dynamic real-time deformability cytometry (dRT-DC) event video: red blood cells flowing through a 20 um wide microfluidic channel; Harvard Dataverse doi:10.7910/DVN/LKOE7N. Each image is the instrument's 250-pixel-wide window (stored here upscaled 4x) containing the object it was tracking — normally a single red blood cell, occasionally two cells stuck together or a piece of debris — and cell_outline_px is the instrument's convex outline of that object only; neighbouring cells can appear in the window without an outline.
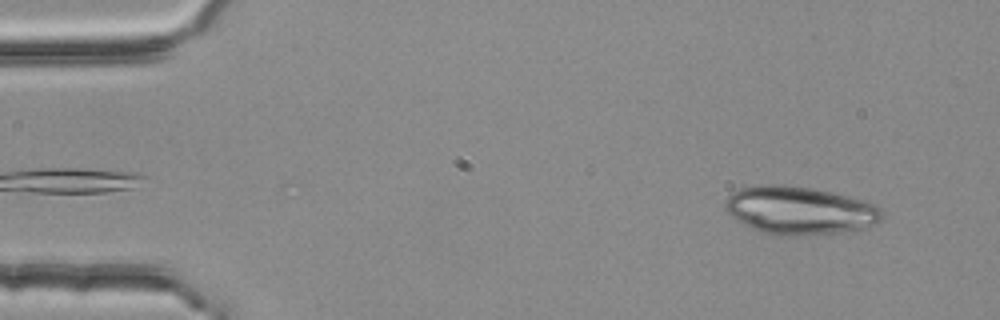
{"species": "common noctule bat (a hibernating species)", "species_latin": "Nyctalus noctula", "temperature_condition": "room temperature", "stored_images_in_passage": 52, "camera_frame_rate_fps": 3000, "um_per_image_px": 0.085, "animal": {"sex": "female", "body_mass_g": 25.1}, "frame": {"image": 1, "passage_image": 4, "time_ms": 1.0, "image_size_px": [1000, 320], "cell_outline_px": [[884, 216], [880, 220], [872, 224], [860, 228], [836, 232], [796, 236], [780, 236], [764, 232], [744, 224], [732, 216], [724, 208], [724, 204], [728, 196], [732, 192], [740, 188], [760, 184], [784, 184], [812, 188], [876, 204]], "centroid_in_image_um": [67.9, 17.87], "position_along_channel_um": 17.1, "area_um2": 43.29}}
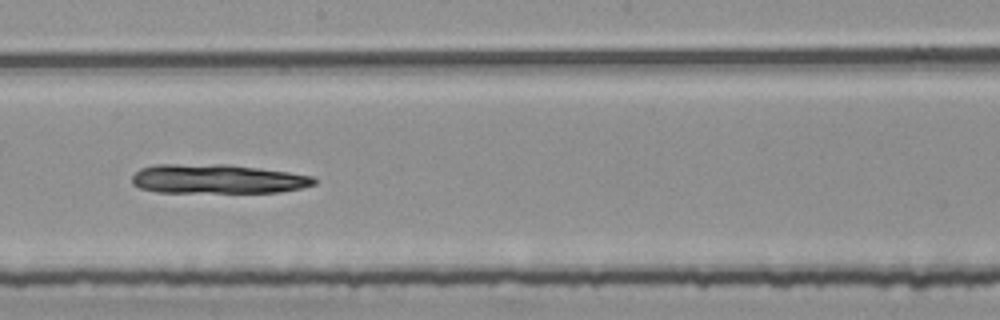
{"frame": {"image": 2, "passage_image": 29, "time_ms": 9.333, "image_size_px": [1000, 320], "cell_outline_px": [[316, 184], [300, 188], [276, 192], [156, 192], [140, 188], [132, 184], [132, 176], [140, 168], [156, 164], [224, 164], [288, 172], [312, 176], [316, 180]], "centroid_in_image_um": [18.43, 15.21], "position_along_channel_um": 229.8, "area_um2": 30.92}}
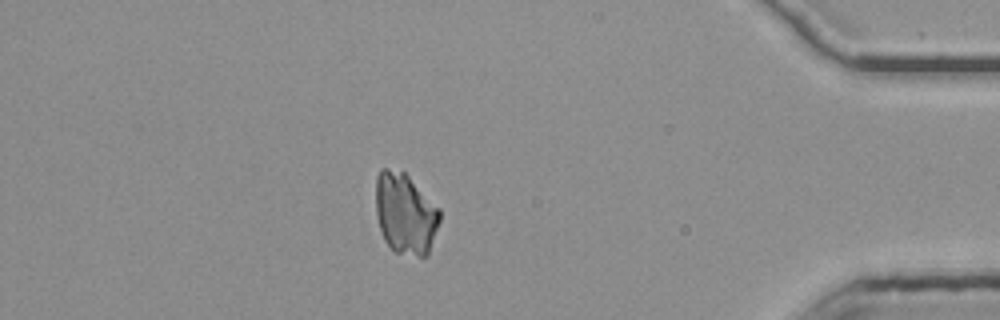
{"frame": {"image": 3, "passage_image": 46, "time_ms": 15.0, "image_size_px": [1000, 320], "cell_outline_px": [[440, 220], [428, 256], [416, 256], [396, 252], [384, 240], [380, 228], [376, 212], [376, 176], [380, 168], [388, 168], [404, 172], [440, 208]], "centroid_in_image_um": [34.46, 18.15], "position_along_channel_um": 400.7, "area_um2": 30.23}}